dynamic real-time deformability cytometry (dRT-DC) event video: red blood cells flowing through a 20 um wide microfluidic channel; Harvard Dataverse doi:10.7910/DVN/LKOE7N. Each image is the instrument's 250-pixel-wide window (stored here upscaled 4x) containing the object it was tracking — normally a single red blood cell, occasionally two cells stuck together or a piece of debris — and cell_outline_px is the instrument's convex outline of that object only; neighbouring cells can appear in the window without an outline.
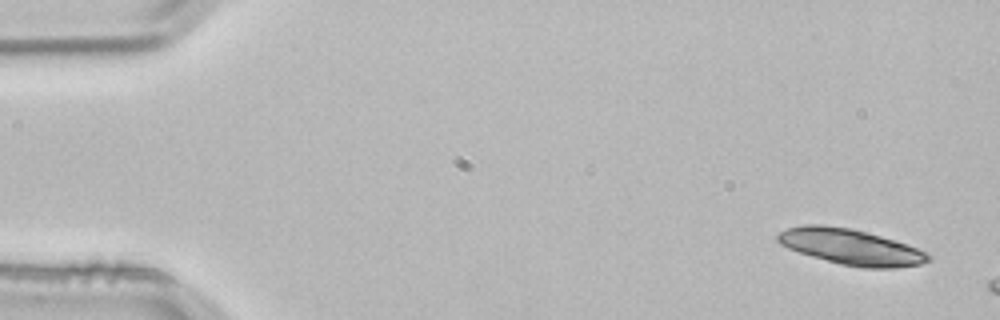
{"species": "common noctule bat (a hibernating species)", "species_latin": "Nyctalus noctula", "temperature_condition": "room temperature", "stored_images_in_passage": 2, "camera_frame_rate_fps": 3000, "um_per_image_px": 0.085, "animal": {"sex": "male", "body_mass_g": 21.5, "forearm_length_mm": 52.0}, "frame": {"image": 1, "passage_image": 1, "time_ms": 0.0, "image_size_px": [1000, 320], "cell_outline_px": [[932, 260], [920, 264], [896, 268], [864, 268], [840, 264], [812, 256], [788, 248], [780, 244], [776, 240], [776, 236], [780, 232], [788, 228], [804, 224], [820, 224], [848, 228], [868, 232], [896, 240], [908, 244], [928, 252], [932, 256]], "centroid_in_image_um": [72.37, 20.99], "position_along_channel_um": 12.6, "area_um2": 31.5}}